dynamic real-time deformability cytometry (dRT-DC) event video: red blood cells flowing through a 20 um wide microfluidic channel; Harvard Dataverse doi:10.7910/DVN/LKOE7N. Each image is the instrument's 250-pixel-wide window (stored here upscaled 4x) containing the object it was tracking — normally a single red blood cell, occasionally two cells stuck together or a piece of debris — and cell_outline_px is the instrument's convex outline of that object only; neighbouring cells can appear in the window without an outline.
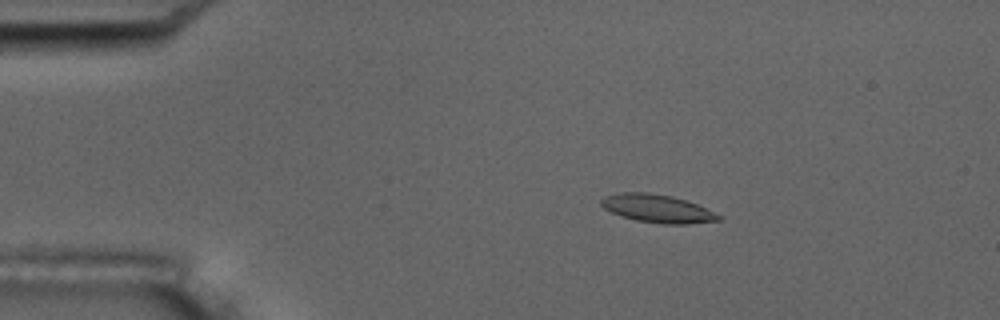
{"species": "common noctule bat (a hibernating species)", "species_latin": "Nyctalus noctula", "temperature_condition": "room temperature", "stored_images_in_passage": 4, "camera_frame_rate_fps": 3000, "um_per_image_px": 0.085, "animal": {"sex": "male", "body_mass_g": 17.5, "forearm_length_mm": 52.3}, "frame": {"image": 1, "passage_image": 2, "time_ms": 1.333, "image_size_px": [1000, 320], "cell_outline_px": [[724, 216], [720, 220], [688, 224], [660, 224], [636, 220], [620, 216], [604, 208], [600, 204], [600, 200], [604, 196], [620, 192], [648, 192], [672, 196], [696, 204]], "centroid_in_image_um": [55.87, 17.73], "position_along_channel_um": 29.1, "area_um2": 19.31}}